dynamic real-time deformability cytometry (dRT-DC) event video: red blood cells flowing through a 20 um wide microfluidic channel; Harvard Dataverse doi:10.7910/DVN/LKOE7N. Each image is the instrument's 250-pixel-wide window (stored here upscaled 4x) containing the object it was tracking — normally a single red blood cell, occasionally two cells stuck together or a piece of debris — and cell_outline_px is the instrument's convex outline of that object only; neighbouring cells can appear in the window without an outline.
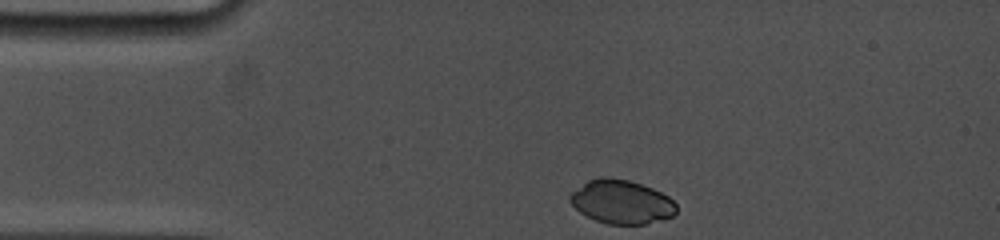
{"species": "common noctule bat (a hibernating species)", "species_latin": "Nyctalus noctula", "temperature_condition": "cold", "stored_images_in_passage": 50, "camera_frame_rate_fps": 5000, "um_per_image_px": 0.085, "animal": {"sex": "female", "body_mass_g": 19.0, "forearm_length_mm": 53.3}, "frame": {"image": 1, "passage_image": 1, "time_ms": 0.0, "image_size_px": [1000, 240], "cell_outline_px": [[676, 212], [672, 216], [660, 220], [644, 224], [608, 224], [596, 220], [580, 212], [568, 200], [568, 196], [572, 192], [588, 180], [600, 176], [608, 176], [628, 180], [652, 188], [668, 196], [676, 204]], "centroid_in_image_um": [52.81, 17.14], "position_along_channel_um": 32.2, "area_um2": 26.99}}
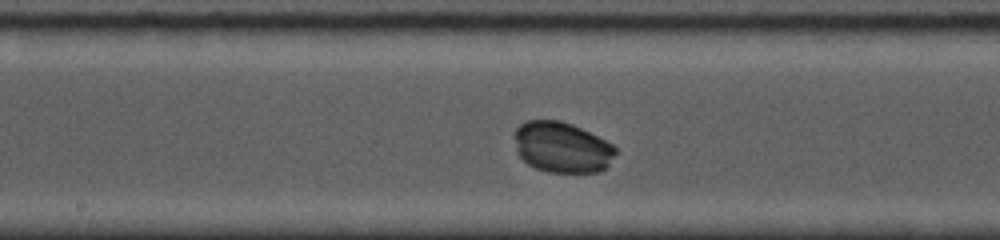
{"frame": {"image": 2, "passage_image": 26, "time_ms": 5.6, "image_size_px": [1000, 240], "cell_outline_px": [[616, 152], [608, 168], [600, 172], [548, 172], [536, 168], [528, 164], [516, 152], [516, 128], [524, 120], [560, 120], [572, 124], [612, 144], [616, 148]], "centroid_in_image_um": [47.78, 12.53], "position_along_channel_um": 200.4, "area_um2": 29.82}}
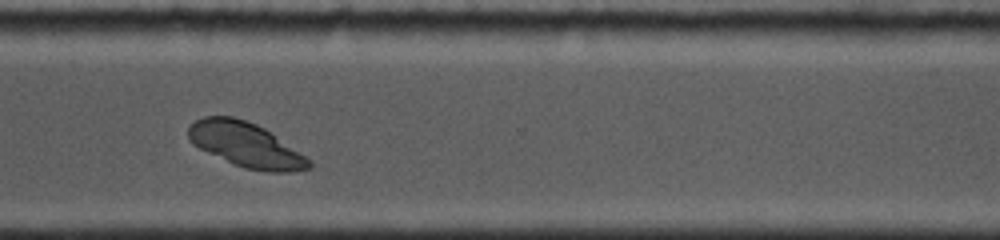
{"frame": {"image": 3, "passage_image": 49, "time_ms": 9.6, "image_size_px": [1000, 240], "cell_outline_px": [[312, 168], [292, 172], [268, 172], [244, 168], [208, 152], [192, 144], [188, 140], [188, 128], [196, 120], [204, 116], [232, 116], [256, 124], [264, 128], [312, 160]], "centroid_in_image_um": [20.92, 12.32], "position_along_channel_um": 349.7, "area_um2": 31.21}}